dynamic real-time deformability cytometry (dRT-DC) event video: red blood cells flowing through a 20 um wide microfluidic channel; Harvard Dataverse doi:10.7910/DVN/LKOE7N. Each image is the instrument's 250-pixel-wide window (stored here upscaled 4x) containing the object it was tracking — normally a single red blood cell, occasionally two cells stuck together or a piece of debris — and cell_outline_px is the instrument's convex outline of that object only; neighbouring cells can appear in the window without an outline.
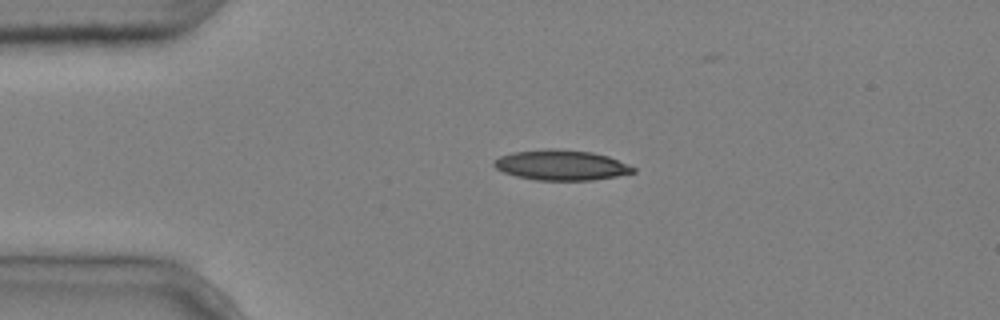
{"species": "common noctule bat (a hibernating species)", "species_latin": "Nyctalus noctula", "temperature_condition": "cold", "stored_images_in_passage": 2, "camera_frame_rate_fps": 3000, "um_per_image_px": 0.085, "animal": {"sex": "male", "body_mass_g": 20.4}, "frame": {"image": 1, "passage_image": 1, "time_ms": 0.0, "image_size_px": [1000, 320], "cell_outline_px": [[636, 172], [616, 176], [592, 180], [536, 180], [516, 176], [504, 172], [496, 168], [492, 164], [500, 156], [512, 152], [544, 148], [556, 148], [592, 152], [608, 156], [636, 168]], "centroid_in_image_um": [47.69, 14.02], "position_along_channel_um": 37.3, "area_um2": 24.57}}